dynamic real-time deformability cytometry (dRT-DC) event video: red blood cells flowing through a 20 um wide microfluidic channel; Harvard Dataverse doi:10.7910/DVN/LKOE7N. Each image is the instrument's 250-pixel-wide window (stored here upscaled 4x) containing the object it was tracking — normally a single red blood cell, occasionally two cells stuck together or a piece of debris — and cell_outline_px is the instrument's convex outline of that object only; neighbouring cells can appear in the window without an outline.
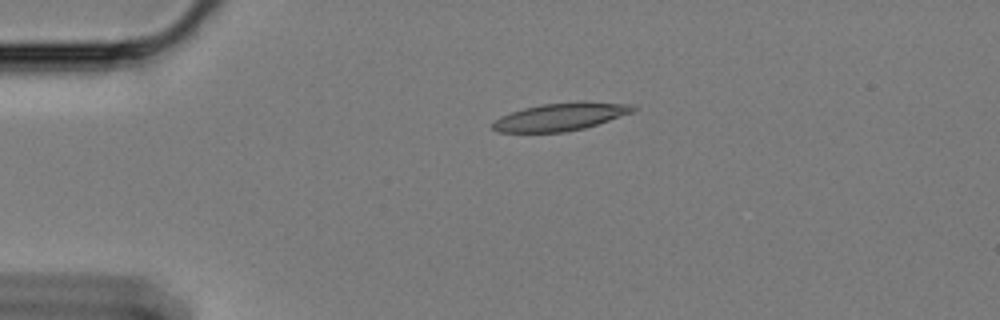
{"species": "Egyptian fruit bat (a non-hibernating species)", "species_latin": "Rousettus aegyptiacus", "temperature_condition": "cold", "stored_images_in_passage": 23, "camera_frame_rate_fps": 3000, "um_per_image_px": 0.085, "animal": {"sex": "female"}, "frame": {"image": 1, "passage_image": 1, "time_ms": 0.0, "image_size_px": [1000, 320], "cell_outline_px": [[636, 108], [632, 112], [584, 128], [564, 132], [496, 132], [492, 128], [492, 124], [500, 116], [524, 108], [540, 104], [580, 100], [632, 104]], "centroid_in_image_um": [47.64, 9.9], "position_along_channel_um": 37.4, "area_um2": 22.72}}
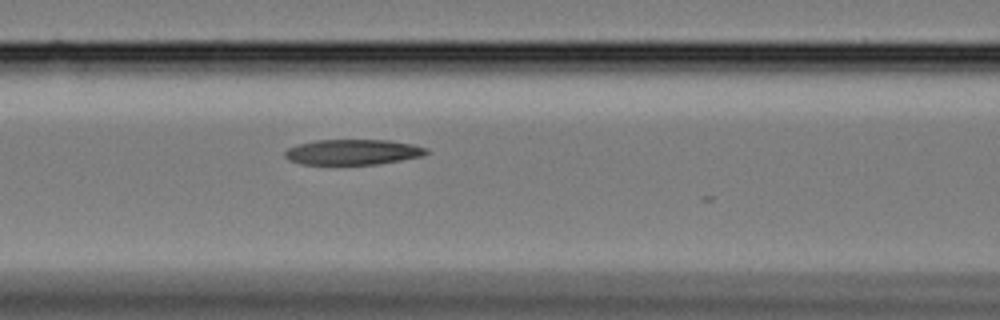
{"frame": {"image": 2, "passage_image": 13, "time_ms": 4.0, "image_size_px": [1000, 320], "cell_outline_px": [[428, 152], [424, 156], [376, 164], [300, 164], [288, 160], [284, 156], [284, 152], [288, 148], [296, 144], [316, 140], [388, 140], [412, 144], [428, 148]], "centroid_in_image_um": [29.97, 12.92], "position_along_channel_um": 136.6, "area_um2": 20.98}}
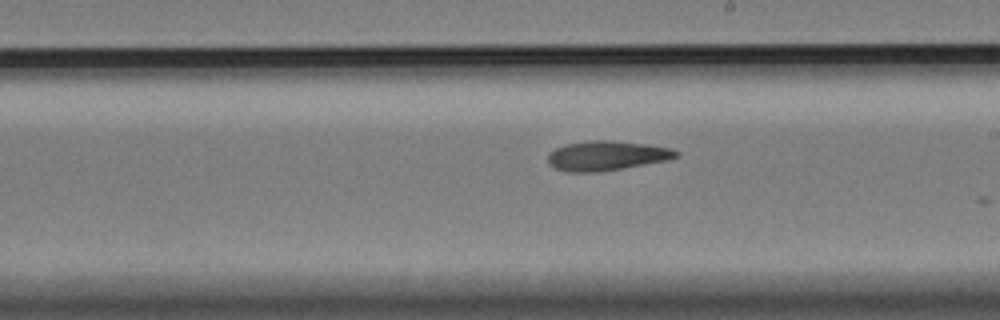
{"frame": {"image": 3, "passage_image": 22, "time_ms": 7.0, "image_size_px": [1000, 320], "cell_outline_px": [[680, 156], [668, 160], [596, 172], [568, 172], [556, 168], [548, 164], [548, 152], [564, 144], [592, 140], [612, 140], [648, 144], [672, 148], [680, 152]], "centroid_in_image_um": [51.57, 13.22], "position_along_channel_um": 237.4, "area_um2": 22.2}}